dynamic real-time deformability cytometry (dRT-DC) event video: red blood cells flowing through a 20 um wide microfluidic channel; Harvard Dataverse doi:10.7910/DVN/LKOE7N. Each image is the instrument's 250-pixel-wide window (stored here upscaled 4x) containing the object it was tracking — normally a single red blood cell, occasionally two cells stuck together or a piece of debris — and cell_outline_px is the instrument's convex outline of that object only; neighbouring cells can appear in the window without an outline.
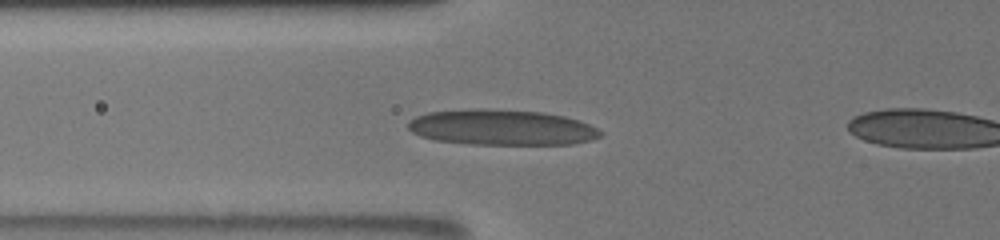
{"species": "human", "species_latin": "Homo sapiens", "temperature_condition": "room temperature", "stored_images_in_passage": 12, "camera_frame_rate_fps": 3000, "um_per_image_px": 0.085, "donor": {"sex": "male"}, "frame": {"image": 1, "passage_image": 10, "time_ms": 5.667, "image_size_px": [1000, 240], "cell_outline_px": [[604, 136], [592, 140], [572, 144], [468, 144], [436, 140], [420, 136], [412, 132], [408, 128], [408, 120], [416, 116], [428, 112], [472, 108], [484, 108], [544, 112], [564, 116], [580, 120], [604, 132]], "centroid_in_image_um": [42.66, 10.82], "position_along_channel_um": 83.1, "area_um2": 40.29}}
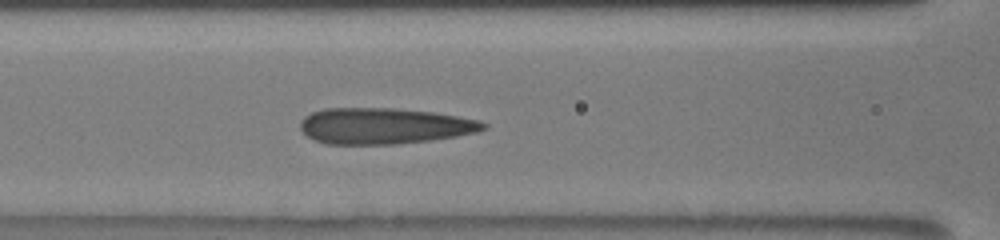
{"frame": {"image": 2, "passage_image": 12, "time_ms": 7.0, "image_size_px": [1000, 240], "cell_outline_px": [[488, 128], [476, 132], [456, 136], [428, 140], [396, 144], [324, 144], [312, 140], [300, 128], [300, 120], [304, 116], [312, 112], [324, 108], [392, 108], [432, 112], [480, 120], [488, 124]], "centroid_in_image_um": [32.62, 10.7], "position_along_channel_um": 134.0, "area_um2": 38.55}}